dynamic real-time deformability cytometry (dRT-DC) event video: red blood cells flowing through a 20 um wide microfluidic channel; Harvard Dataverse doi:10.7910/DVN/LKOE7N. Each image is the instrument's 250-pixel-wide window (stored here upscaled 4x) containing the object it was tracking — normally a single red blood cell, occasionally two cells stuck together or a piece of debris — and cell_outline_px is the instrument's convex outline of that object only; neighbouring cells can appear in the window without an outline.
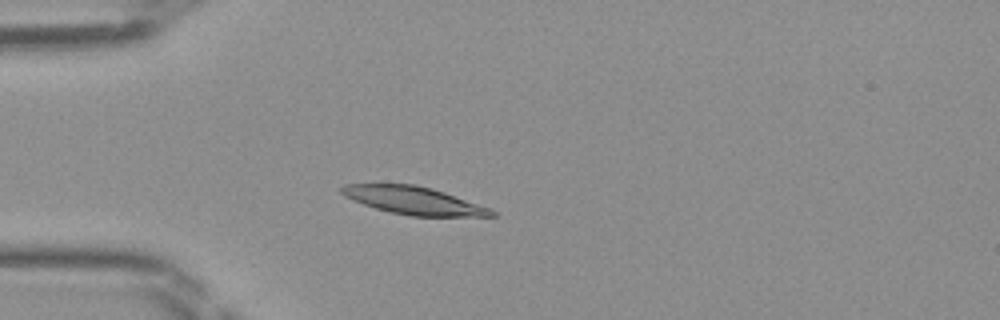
{"species": "Egyptian fruit bat (a non-hibernating species)", "species_latin": "Rousettus aegyptiacus", "temperature_condition": "room temperature", "stored_images_in_passage": 35, "camera_frame_rate_fps": 3000, "um_per_image_px": 0.085, "frame": {"image": 1, "passage_image": 1, "time_ms": 0.0, "image_size_px": [1000, 320], "cell_outline_px": [[496, 216], [412, 216], [388, 212], [352, 200], [344, 196], [340, 192], [340, 188], [344, 184], [416, 184], [432, 188], [492, 208], [496, 212]], "centroid_in_image_um": [35.17, 17.04], "position_along_channel_um": 49.8, "area_um2": 24.33}}
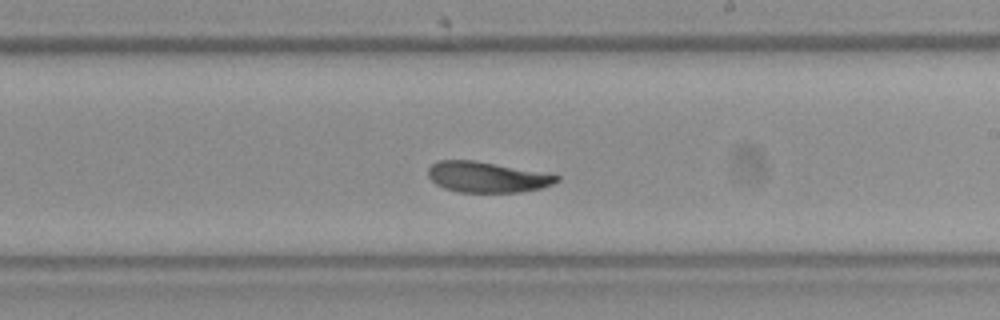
{"frame": {"image": 2, "passage_image": 16, "time_ms": 5.0, "image_size_px": [1000, 320], "cell_outline_px": [[560, 180], [544, 188], [520, 192], [460, 192], [444, 188], [436, 184], [428, 176], [428, 168], [436, 160], [472, 160], [552, 172], [560, 176]], "centroid_in_image_um": [41.48, 15.04], "position_along_channel_um": 247.5, "area_um2": 23.47}}
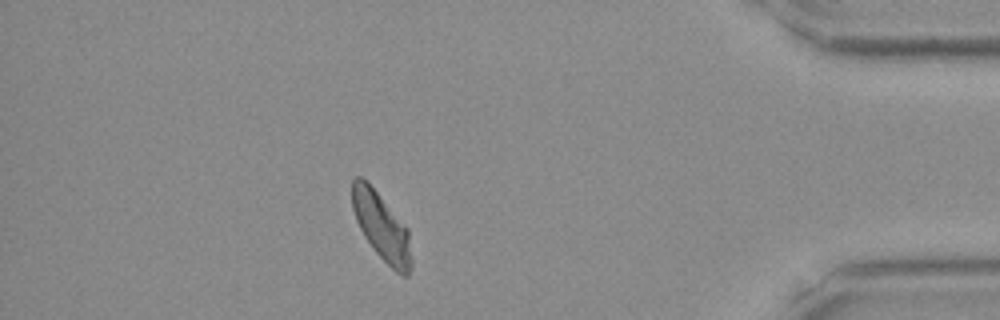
{"frame": {"image": 3, "passage_image": 30, "time_ms": 9.667, "image_size_px": [1000, 320], "cell_outline_px": [[412, 268], [408, 276], [400, 276], [372, 248], [364, 236], [356, 220], [352, 208], [352, 180], [356, 176], [360, 176], [376, 192], [408, 228], [412, 260]], "centroid_in_image_um": [32.45, 19.32], "position_along_channel_um": 402.8, "area_um2": 23.06}}